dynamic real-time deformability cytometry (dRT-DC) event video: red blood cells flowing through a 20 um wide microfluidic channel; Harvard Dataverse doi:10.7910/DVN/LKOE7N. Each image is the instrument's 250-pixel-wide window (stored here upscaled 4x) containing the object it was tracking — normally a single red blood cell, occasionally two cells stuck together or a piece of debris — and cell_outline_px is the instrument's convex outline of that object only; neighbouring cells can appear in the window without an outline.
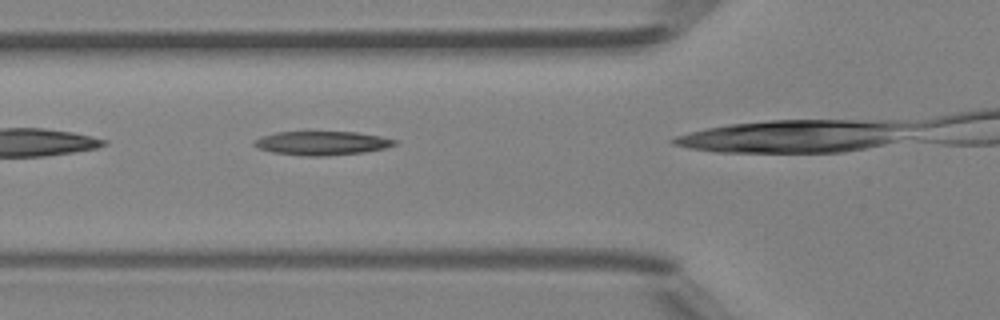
{"species": "Egyptian fruit bat (a non-hibernating species)", "species_latin": "Rousettus aegyptiacus", "temperature_condition": "room temperature", "stored_images_in_passage": 26, "camera_frame_rate_fps": 3000, "um_per_image_px": 0.085, "animal": {"sex": "female"}, "frame": {"image": 1, "passage_image": 5, "time_ms": 1.333, "image_size_px": [1000, 320], "cell_outline_px": [[400, 140], [396, 144], [384, 148], [364, 152], [328, 156], [304, 156], [272, 152], [260, 148], [252, 144], [252, 140], [276, 132], [356, 132], [380, 136]], "centroid_in_image_um": [27.38, 12.17], "position_along_channel_um": 98.4, "area_um2": 19.54}}